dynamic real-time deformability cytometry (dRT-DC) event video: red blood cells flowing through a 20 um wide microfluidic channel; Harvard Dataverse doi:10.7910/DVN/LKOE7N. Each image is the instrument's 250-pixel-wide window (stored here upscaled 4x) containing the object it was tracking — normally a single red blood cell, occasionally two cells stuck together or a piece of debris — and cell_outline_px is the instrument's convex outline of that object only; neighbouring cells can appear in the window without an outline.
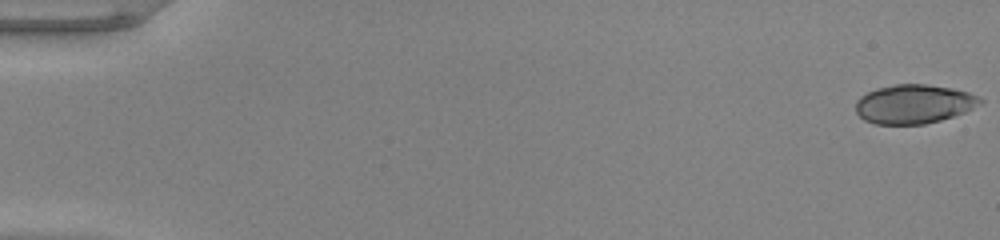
{"species": "common noctule bat (a hibernating species)", "species_latin": "Nyctalus noctula", "temperature_condition": "warm", "stored_images_in_passage": 52, "camera_frame_rate_fps": 3000, "um_per_image_px": 0.085, "animal": {"sex": "male", "body_mass_g": 20.0, "forearm_length_mm": 53.3}, "frame": {"image": 1, "passage_image": 1, "time_ms": 0.0, "image_size_px": [1000, 240], "cell_outline_px": [[984, 100], [980, 104], [964, 112], [940, 120], [924, 124], [876, 124], [864, 120], [856, 112], [856, 100], [860, 96], [876, 88], [896, 84], [924, 84], [952, 88], [968, 92], [980, 96]], "centroid_in_image_um": [77.67, 8.84], "position_along_channel_um": 7.3, "area_um2": 28.26}}
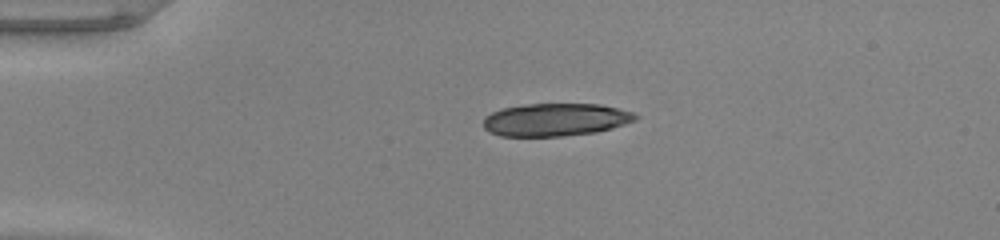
{"frame": {"image": 2, "passage_image": 13, "time_ms": 4.0, "image_size_px": [1000, 240], "cell_outline_px": [[640, 116], [636, 120], [612, 128], [596, 132], [564, 136], [500, 136], [488, 132], [484, 128], [484, 116], [500, 108], [524, 104], [600, 104], [636, 112]], "centroid_in_image_um": [47.22, 10.17], "position_along_channel_um": 37.8, "area_um2": 29.36}, "authors_computed_cell_mechanics": {"area_um2": 28.1486, "velocity_mm_per_s": 4.0027, "shape_relaxation_time_tau1_ms": 6.7768, "shape_relaxation_time_tau2_ms": 1.5606, "deformation_change_tau1": 0.2211, "deformation_change_tau2": 0.0527}}